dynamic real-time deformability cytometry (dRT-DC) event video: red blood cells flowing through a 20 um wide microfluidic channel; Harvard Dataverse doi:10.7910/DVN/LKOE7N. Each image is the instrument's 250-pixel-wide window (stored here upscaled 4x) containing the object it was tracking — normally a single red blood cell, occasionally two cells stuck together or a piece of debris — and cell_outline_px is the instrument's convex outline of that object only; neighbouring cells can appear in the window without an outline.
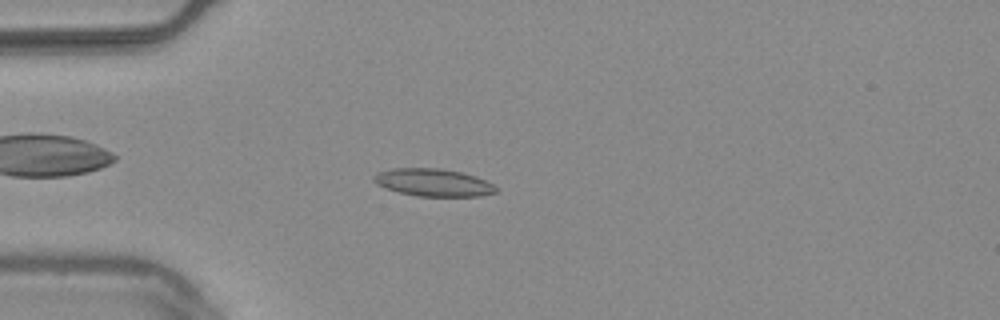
{"species": "common noctule bat (a hibernating species)", "species_latin": "Nyctalus noctula", "temperature_condition": "warm", "stored_images_in_passage": 53, "camera_frame_rate_fps": 3000, "um_per_image_px": 0.085, "animal": {"sex": "male", "body_mass_g": 20.4}, "frame": {"image": 1, "passage_image": 14, "time_ms": 4.333, "image_size_px": [1000, 320], "cell_outline_px": [[500, 188], [496, 192], [480, 196], [416, 196], [400, 192], [376, 184], [372, 180], [372, 176], [376, 172], [392, 168], [440, 168], [460, 172], [476, 176]], "centroid_in_image_um": [36.81, 15.5], "position_along_channel_um": 48.2, "area_um2": 19.65}}
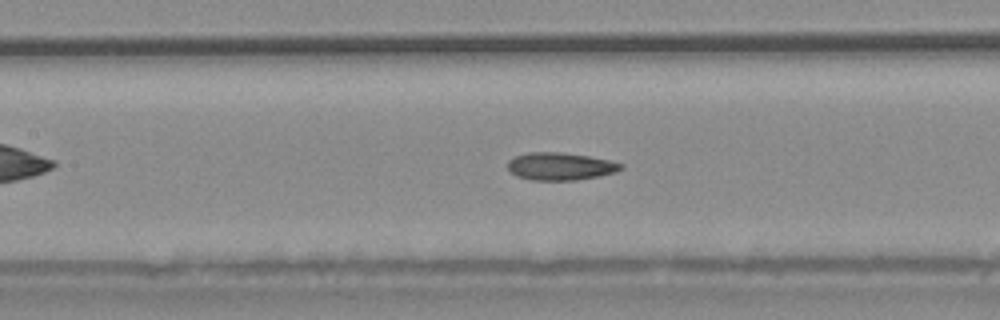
{"frame": {"image": 2, "passage_image": 24, "time_ms": 7.667, "image_size_px": [1000, 320], "cell_outline_px": [[624, 168], [616, 172], [600, 176], [576, 180], [532, 180], [516, 176], [508, 168], [508, 160], [516, 156], [528, 152], [560, 152], [588, 156], [608, 160], [624, 164]], "centroid_in_image_um": [47.64, 14.14], "position_along_channel_um": 159.8, "area_um2": 18.21}}
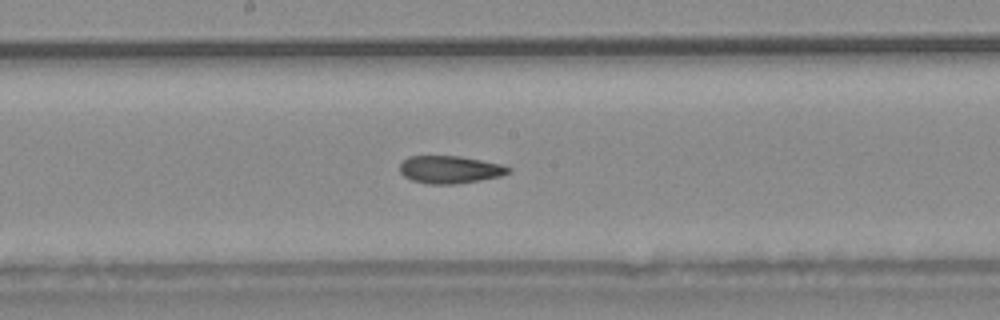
{"frame": {"image": 3, "passage_image": 28, "time_ms": 9.0, "image_size_px": [1000, 320], "cell_outline_px": [[512, 172], [500, 176], [480, 180], [456, 184], [428, 184], [412, 180], [404, 176], [400, 172], [400, 164], [408, 156], [460, 156], [504, 164], [512, 168]], "centroid_in_image_um": [38.28, 14.41], "position_along_channel_um": 209.9, "area_um2": 17.63}, "authors_computed_cell_mechanics": {"area_um2": 18.207, "velocity_mm_per_s": 3.7846, "shape_relaxation_time_tau1_ms": 11.3752, "shape_relaxation_time_tau2_ms": 3.0858, "deformation_change_tau1": 0.2205, "deformation_change_tau2": 0.0874}}